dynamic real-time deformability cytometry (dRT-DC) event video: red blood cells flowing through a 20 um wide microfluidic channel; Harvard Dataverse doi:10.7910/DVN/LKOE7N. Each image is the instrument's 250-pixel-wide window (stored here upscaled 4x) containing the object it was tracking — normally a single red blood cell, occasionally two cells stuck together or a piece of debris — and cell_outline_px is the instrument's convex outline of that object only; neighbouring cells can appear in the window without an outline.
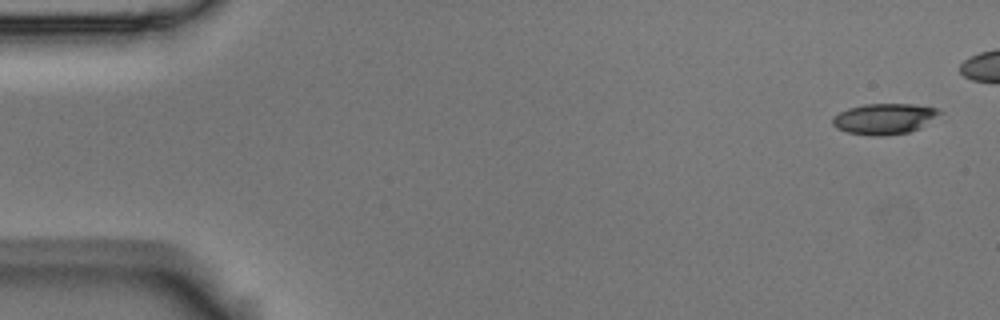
{"species": "Egyptian fruit bat (a non-hibernating species)", "species_latin": "Rousettus aegyptiacus", "temperature_condition": "room temperature", "stored_images_in_passage": 47, "camera_frame_rate_fps": 3000, "um_per_image_px": 0.085, "animal": {"sex": "male"}, "frame": {"image": 1, "passage_image": 1, "time_ms": 0.0, "image_size_px": [1000, 320], "cell_outline_px": [[944, 112], [920, 128], [908, 132], [884, 136], [872, 136], [848, 132], [836, 128], [832, 124], [832, 116], [848, 108], [864, 104], [912, 104], [936, 108]], "centroid_in_image_um": [75.16, 10.1], "position_along_channel_um": 9.8, "area_um2": 19.25}}
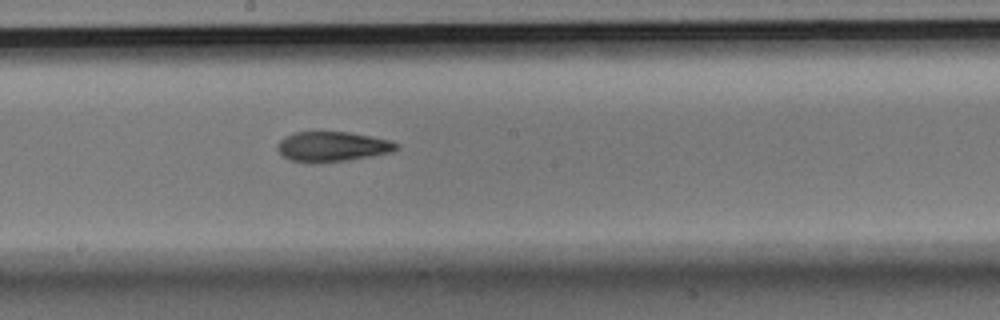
{"frame": {"image": 2, "passage_image": 29, "time_ms": 9.333, "image_size_px": [1000, 320], "cell_outline_px": [[400, 148], [392, 152], [372, 156], [348, 160], [316, 164], [312, 164], [288, 160], [276, 148], [276, 144], [284, 136], [292, 132], [348, 132], [372, 136], [388, 140], [400, 144]], "centroid_in_image_um": [28.22, 12.47], "position_along_channel_um": 220.0, "area_um2": 21.21}}
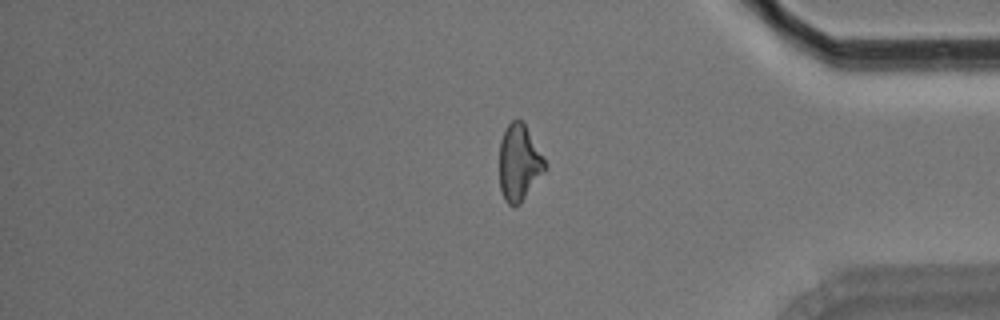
{"frame": {"image": 3, "passage_image": 45, "time_ms": 14.667, "image_size_px": [1000, 320], "cell_outline_px": [[548, 168], [520, 204], [512, 208], [504, 200], [500, 188], [500, 140], [508, 124], [512, 120], [520, 120], [524, 124], [544, 156], [548, 164]], "centroid_in_image_um": [44.15, 13.88], "position_along_channel_um": 391.1, "area_um2": 20.46}, "authors_computed_cell_mechanics": {"area_um2": 20.4612, "velocity_mm_per_s": 3.6203, "shape_relaxation_time_tau1_ms": 4.598, "shape_relaxation_time_tau2_ms": 4.4849, "deformation_change_tau1": 0.1619, "deformation_change_tau2": 0.1383}}